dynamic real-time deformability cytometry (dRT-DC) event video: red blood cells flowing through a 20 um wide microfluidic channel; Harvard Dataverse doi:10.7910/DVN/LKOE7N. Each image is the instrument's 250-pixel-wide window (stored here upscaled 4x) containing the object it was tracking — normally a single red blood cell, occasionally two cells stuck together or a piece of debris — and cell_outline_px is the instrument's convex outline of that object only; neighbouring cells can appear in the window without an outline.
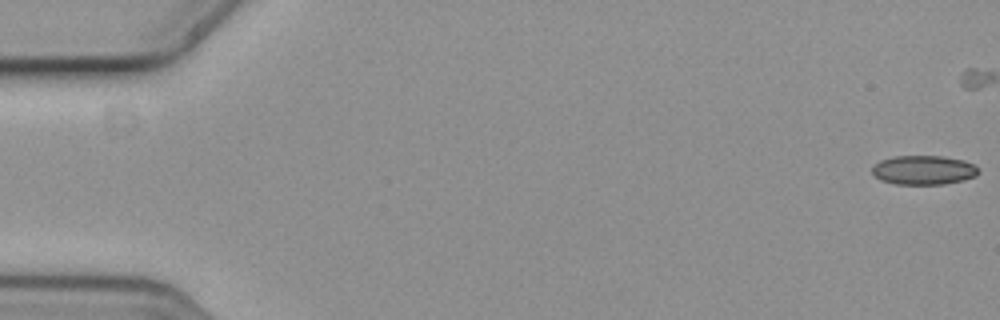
{"species": "common noctule bat (a hibernating species)", "species_latin": "Nyctalus noctula", "temperature_condition": "cold", "stored_images_in_passage": 8, "camera_frame_rate_fps": 3000, "um_per_image_px": 0.085, "animal": {"sex": "female", "body_mass_g": 19.3, "forearm_length_mm": 54.1}, "frame": {"image": 1, "passage_image": 1, "time_ms": 0.0, "image_size_px": [1000, 320], "cell_outline_px": [[980, 172], [976, 176], [944, 184], [896, 184], [880, 180], [872, 172], [872, 168], [880, 160], [892, 156], [944, 156], [964, 160], [972, 164]], "centroid_in_image_um": [78.49, 14.45], "position_along_channel_um": 6.5, "area_um2": 17.98}}